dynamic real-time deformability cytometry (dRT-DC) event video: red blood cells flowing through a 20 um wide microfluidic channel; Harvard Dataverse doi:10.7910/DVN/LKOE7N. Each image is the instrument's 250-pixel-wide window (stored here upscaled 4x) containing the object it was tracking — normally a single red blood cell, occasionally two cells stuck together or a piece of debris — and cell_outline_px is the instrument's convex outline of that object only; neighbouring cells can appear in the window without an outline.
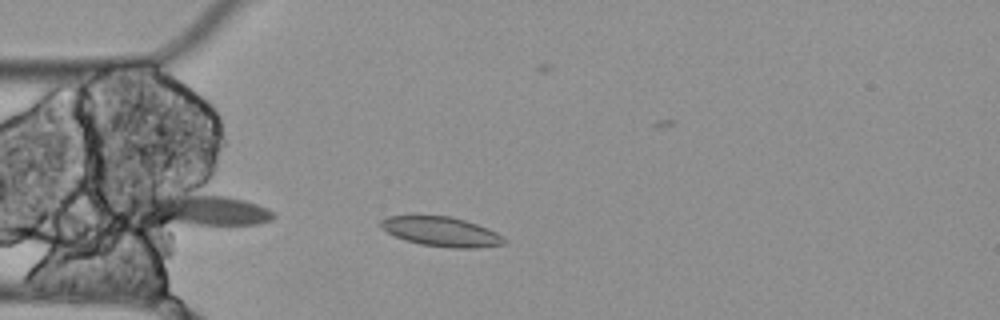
{"species": "Egyptian fruit bat (a non-hibernating species)", "species_latin": "Rousettus aegyptiacus", "temperature_condition": "cold", "stored_images_in_passage": 4, "segment_of_instrument_passage": [1, 2], "camera_frame_rate_fps": 3000, "um_per_image_px": 0.085, "animal": {"sex": "female"}, "frame": {"image": 1, "passage_image": 3, "time_ms": 0.667, "image_size_px": [1000, 320], "cell_outline_px": [[508, 244], [476, 248], [452, 248], [420, 244], [404, 240], [388, 232], [376, 224], [380, 220], [388, 216], [452, 216], [488, 228], [496, 232], [508, 240]], "centroid_in_image_um": [37.53, 19.7], "position_along_channel_um": 47.5, "area_um2": 21.39}}